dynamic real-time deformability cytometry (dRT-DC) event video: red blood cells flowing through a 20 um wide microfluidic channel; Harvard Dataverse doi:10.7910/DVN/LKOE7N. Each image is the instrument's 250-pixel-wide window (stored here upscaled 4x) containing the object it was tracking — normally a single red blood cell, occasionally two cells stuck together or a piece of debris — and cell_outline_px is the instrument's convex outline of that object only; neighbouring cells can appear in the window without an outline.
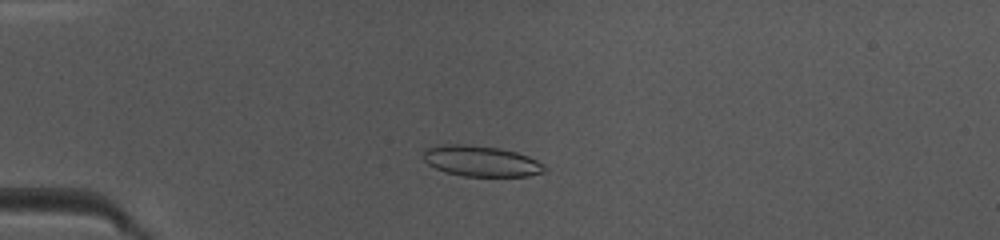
{"species": "common noctule bat (a hibernating species)", "species_latin": "Nyctalus noctula", "temperature_condition": "warm", "stored_images_in_passage": 49, "camera_frame_rate_fps": 3000, "um_per_image_px": 0.085, "animal": {"sex": "female", "body_mass_g": 10.0, "forearm_length_mm": 53.1}, "frame": {"image": 1, "passage_image": 13, "time_ms": 4.0, "image_size_px": [1000, 240], "cell_outline_px": [[548, 168], [544, 172], [528, 176], [464, 176], [444, 172], [428, 164], [424, 160], [424, 148], [444, 144], [464, 144], [500, 148], [516, 152], [528, 156], [544, 164]], "centroid_in_image_um": [40.9, 13.69], "position_along_channel_um": 44.1, "area_um2": 21.79}}
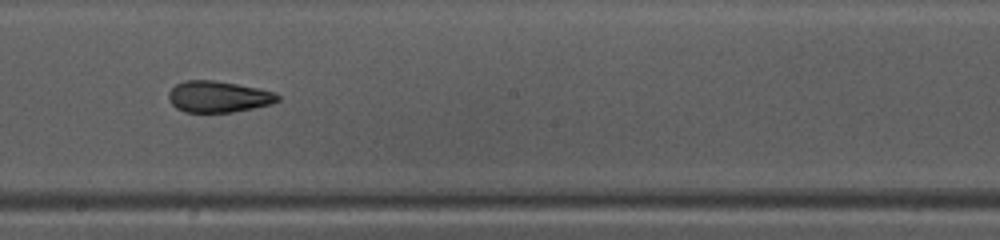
{"frame": {"image": 2, "passage_image": 28, "time_ms": 9.0, "image_size_px": [1000, 240], "cell_outline_px": [[280, 100], [272, 104], [232, 112], [184, 112], [176, 108], [172, 104], [168, 96], [168, 92], [176, 84], [184, 80], [212, 80], [260, 88], [276, 92], [280, 96]], "centroid_in_image_um": [18.58, 8.21], "position_along_channel_um": 229.6, "area_um2": 20.0}}
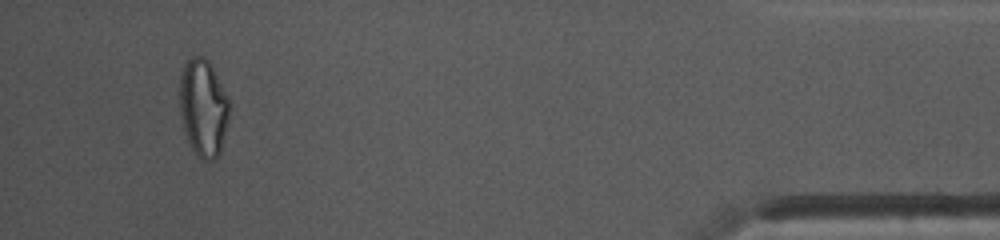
{"frame": {"image": 3, "passage_image": 46, "time_ms": 15.0, "image_size_px": [1000, 240], "cell_outline_px": [[232, 104], [220, 152], [212, 160], [200, 160], [192, 148], [188, 140], [184, 128], [180, 112], [180, 76], [184, 64], [192, 56], [204, 56], [208, 60], [228, 96]], "centroid_in_image_um": [17.3, 9.14], "position_along_channel_um": 417.9, "area_um2": 28.21}, "authors_computed_cell_mechanics": {"area_um2": 22.3686, "velocity_mm_per_s": 4.1414, "shape_relaxation_time_tau1_ms": null, "shape_relaxation_time_tau2_ms": 2.2497, "deformation_change_tau1": null, "deformation_change_tau2": 0.0934}}